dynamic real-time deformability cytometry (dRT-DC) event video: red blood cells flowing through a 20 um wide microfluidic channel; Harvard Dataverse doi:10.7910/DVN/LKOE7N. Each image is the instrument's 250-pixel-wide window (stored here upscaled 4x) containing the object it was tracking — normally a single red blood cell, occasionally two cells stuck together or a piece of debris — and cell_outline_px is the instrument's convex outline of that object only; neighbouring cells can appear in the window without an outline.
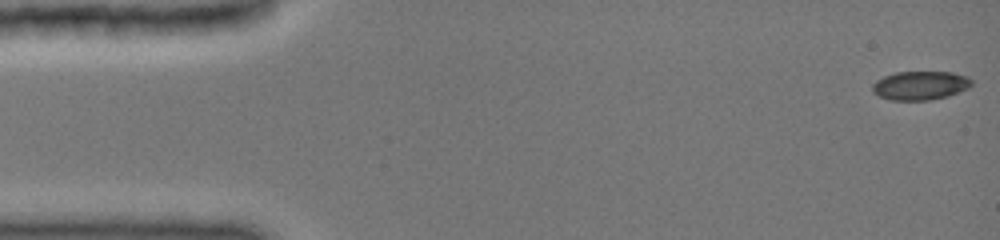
{"species": "common noctule bat (a hibernating species)", "species_latin": "Nyctalus noctula", "temperature_condition": "cold", "stored_images_in_passage": 38, "camera_frame_rate_fps": 3000, "um_per_image_px": 0.085, "animal": {"sex": "female", "body_mass_g": 19.0, "forearm_length_mm": 51.5}, "frame": {"image": 1, "passage_image": 1, "time_ms": 0.0, "image_size_px": [1000, 240], "cell_outline_px": [[972, 84], [968, 88], [948, 96], [928, 100], [892, 100], [880, 96], [872, 92], [872, 84], [876, 80], [884, 76], [896, 72], [952, 72], [968, 76], [972, 80]], "centroid_in_image_um": [78.22, 7.26], "position_along_channel_um": 6.8, "area_um2": 16.65}}
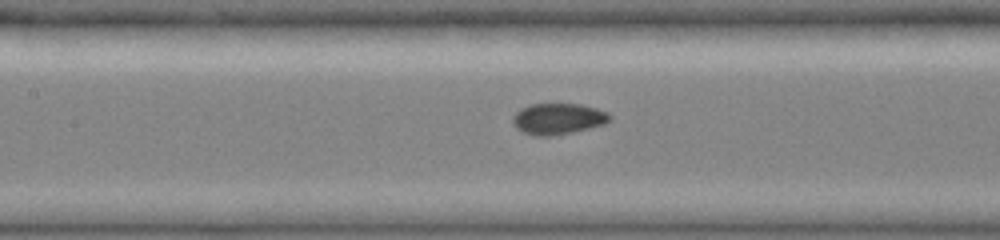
{"frame": {"image": 2, "passage_image": 17, "time_ms": 7.0, "image_size_px": [1000, 240], "cell_outline_px": [[612, 116], [604, 124], [572, 132], [552, 136], [536, 136], [524, 132], [516, 128], [512, 120], [516, 112], [520, 108], [532, 104], [580, 104], [596, 108], [608, 112]], "centroid_in_image_um": [47.43, 10.09], "position_along_channel_um": 160.0, "area_um2": 17.46}}
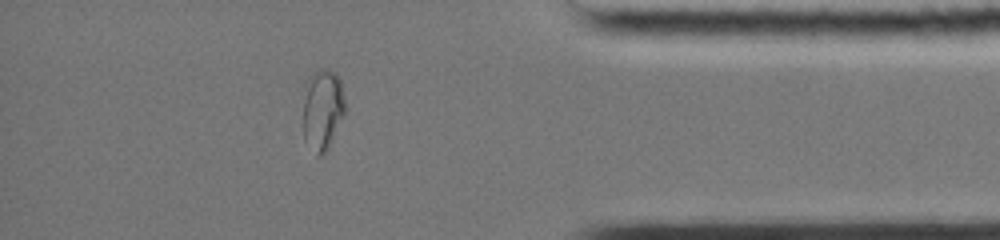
{"frame": {"image": 3, "passage_image": 33, "time_ms": 13.667, "image_size_px": [1000, 240], "cell_outline_px": [[348, 108], [328, 148], [320, 156], [316, 156], [304, 140], [304, 100], [312, 72], [320, 68], [332, 72], [340, 80]], "centroid_in_image_um": [27.46, 9.36], "position_along_channel_um": 407.7, "area_um2": 19.71}}